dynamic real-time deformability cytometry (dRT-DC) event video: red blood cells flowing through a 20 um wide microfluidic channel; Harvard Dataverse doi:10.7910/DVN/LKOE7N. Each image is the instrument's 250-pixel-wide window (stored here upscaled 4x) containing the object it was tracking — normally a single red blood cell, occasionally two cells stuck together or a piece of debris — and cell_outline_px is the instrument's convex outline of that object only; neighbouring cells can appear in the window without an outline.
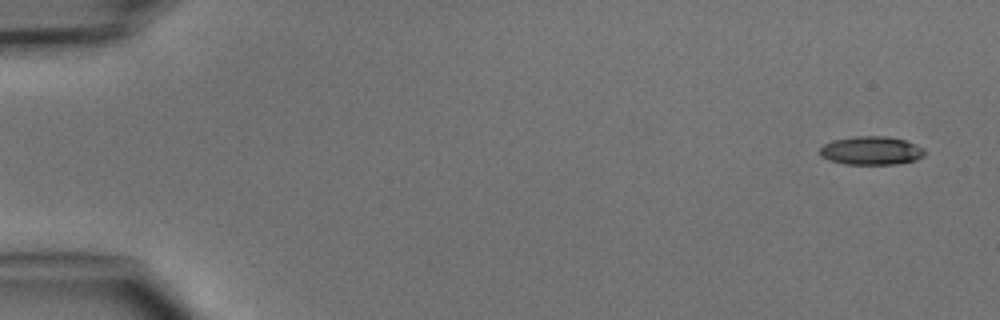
{"species": "common noctule bat (a hibernating species)", "species_latin": "Nyctalus noctula", "temperature_condition": "cold", "stored_images_in_passage": 4, "camera_frame_rate_fps": 3000, "um_per_image_px": 0.085, "animal": {"sex": "male", "body_mass_g": 15.6}, "frame": {"image": 1, "passage_image": 1, "time_ms": 0.0, "image_size_px": [1000, 320], "cell_outline_px": [[924, 156], [916, 160], [896, 164], [844, 164], [828, 160], [820, 156], [820, 148], [824, 144], [832, 140], [856, 136], [888, 136], [904, 140], [916, 144], [924, 148]], "centroid_in_image_um": [74.05, 12.8], "position_along_channel_um": 11.0, "area_um2": 17.51}}